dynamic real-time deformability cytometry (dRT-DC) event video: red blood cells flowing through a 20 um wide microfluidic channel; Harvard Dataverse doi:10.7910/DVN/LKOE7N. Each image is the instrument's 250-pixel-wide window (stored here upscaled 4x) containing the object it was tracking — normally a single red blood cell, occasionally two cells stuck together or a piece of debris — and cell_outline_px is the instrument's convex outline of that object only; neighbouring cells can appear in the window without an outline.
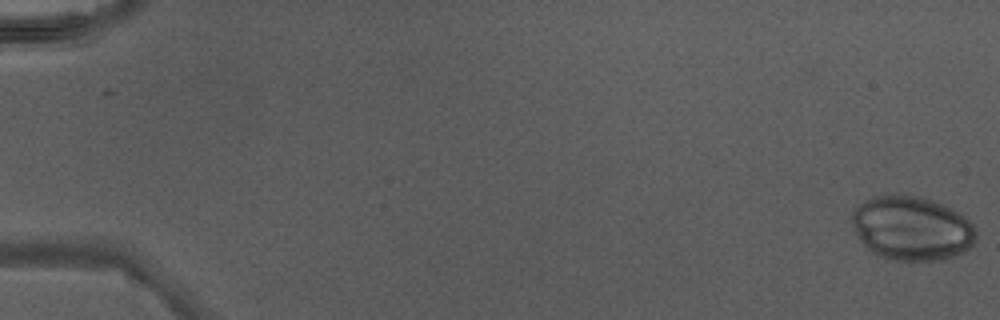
{"species": "Egyptian fruit bat (a non-hibernating species)", "species_latin": "Rousettus aegyptiacus", "temperature_condition": "warm", "stored_images_in_passage": 48, "camera_frame_rate_fps": 3000, "um_per_image_px": 0.085, "animal": {"sex": "male"}, "frame": {"image": 1, "passage_image": 1, "time_ms": 0.0, "image_size_px": [1000, 320], "cell_outline_px": [[976, 240], [964, 252], [944, 260], [888, 260], [876, 256], [868, 252], [860, 240], [852, 224], [852, 212], [860, 204], [872, 196], [900, 192], [920, 196], [932, 200], [964, 216], [972, 224], [976, 232]], "centroid_in_image_um": [77.46, 19.4], "position_along_channel_um": 7.5, "area_um2": 46.99}}
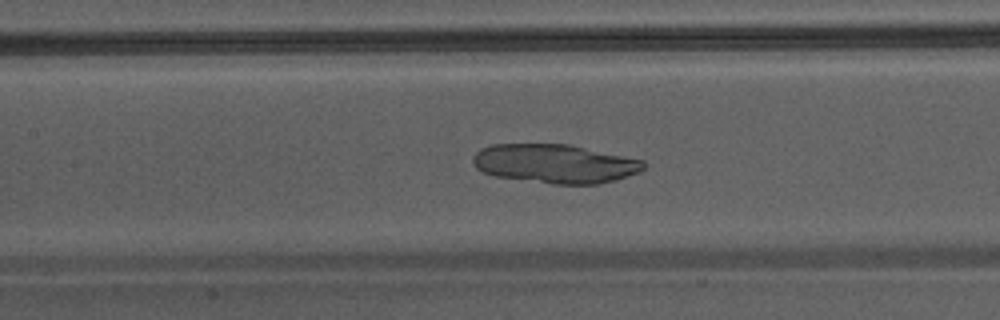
{"frame": {"image": 2, "passage_image": 24, "time_ms": 7.667, "image_size_px": [1000, 320], "cell_outline_px": [[648, 164], [640, 172], [616, 180], [596, 184], [552, 184], [496, 176], [484, 172], [476, 168], [472, 160], [472, 156], [480, 148], [492, 144], [568, 144], [644, 160]], "centroid_in_image_um": [47.18, 13.91], "position_along_channel_um": 160.2, "area_um2": 38.84}}
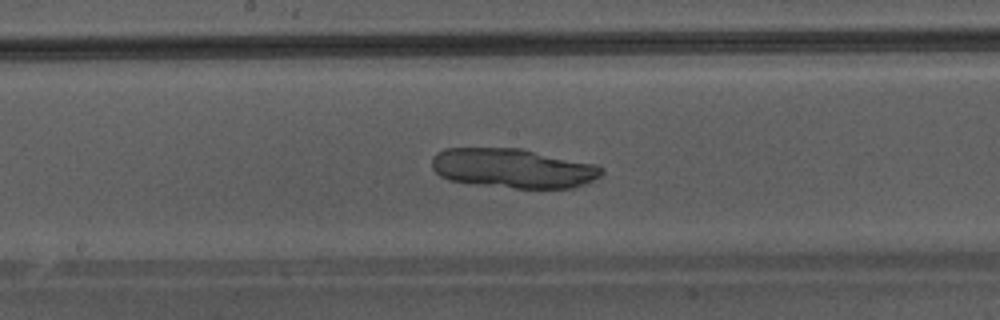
{"frame": {"image": 3, "passage_image": 27, "time_ms": 8.667, "image_size_px": [1000, 320], "cell_outline_px": [[604, 172], [600, 176], [584, 184], [572, 188], [516, 188], [480, 184], [448, 180], [440, 176], [432, 168], [432, 156], [436, 152], [444, 148], [520, 148], [596, 164], [604, 168]], "centroid_in_image_um": [43.6, 14.29], "position_along_channel_um": 204.6, "area_um2": 39.07}}